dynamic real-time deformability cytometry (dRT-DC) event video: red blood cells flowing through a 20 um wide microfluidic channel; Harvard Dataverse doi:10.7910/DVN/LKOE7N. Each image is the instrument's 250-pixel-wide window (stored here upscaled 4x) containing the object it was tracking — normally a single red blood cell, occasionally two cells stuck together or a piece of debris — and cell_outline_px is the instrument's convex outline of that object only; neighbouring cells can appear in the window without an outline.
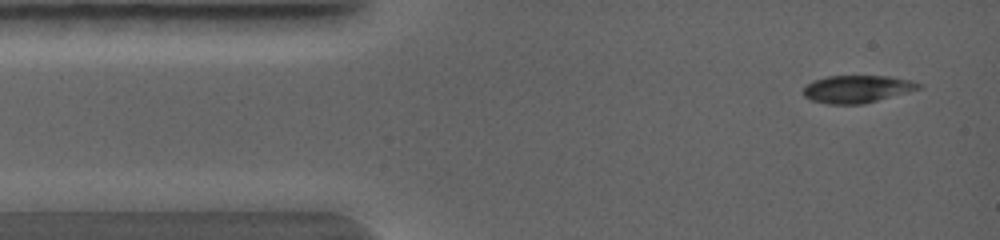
{"species": "common noctule bat (a hibernating species)", "species_latin": "Nyctalus noctula", "temperature_condition": "warm", "stored_images_in_passage": 6, "camera_frame_rate_fps": 5000, "um_per_image_px": 0.085, "animal": {"sex": "female", "body_mass_g": 19.0, "forearm_length_mm": 56.7}, "frame": {"image": 1, "passage_image": 1, "time_ms": 0.0, "image_size_px": [1000, 240], "cell_outline_px": [[924, 84], [920, 88], [864, 104], [828, 104], [812, 100], [804, 96], [804, 88], [812, 80], [828, 76], [888, 76], [908, 80]], "centroid_in_image_um": [72.83, 7.56], "position_along_channel_um": 12.2, "area_um2": 18.26}}
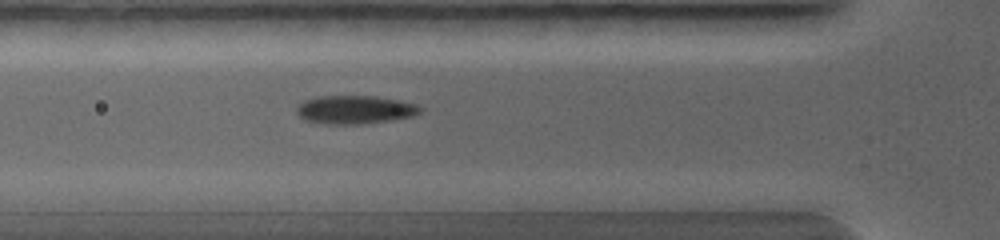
{"frame": {"image": 2, "passage_image": 4, "time_ms": 2.2, "image_size_px": [1000, 240], "cell_outline_px": [[424, 108], [420, 112], [412, 116], [392, 120], [360, 124], [328, 124], [304, 120], [296, 112], [296, 108], [304, 100], [320, 96], [376, 96], [400, 100], [416, 104]], "centroid_in_image_um": [30.18, 9.32], "position_along_channel_um": 95.6, "area_um2": 20.46}}
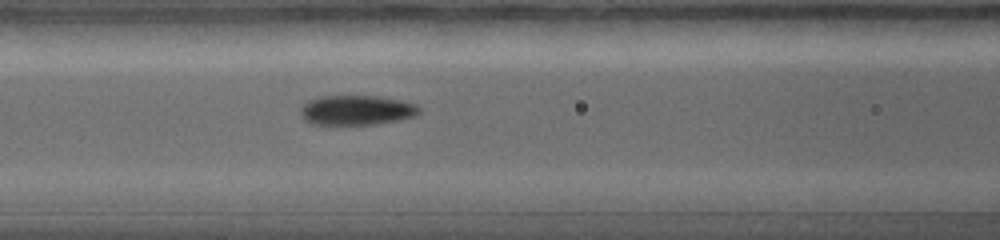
{"frame": {"image": 3, "passage_image": 5, "time_ms": 2.8, "image_size_px": [1000, 240], "cell_outline_px": [[420, 112], [416, 116], [400, 120], [376, 124], [308, 124], [300, 116], [300, 108], [308, 100], [320, 96], [380, 96], [400, 100], [416, 104], [420, 108]], "centroid_in_image_um": [30.3, 9.36], "position_along_channel_um": 136.3, "area_um2": 20.81}}